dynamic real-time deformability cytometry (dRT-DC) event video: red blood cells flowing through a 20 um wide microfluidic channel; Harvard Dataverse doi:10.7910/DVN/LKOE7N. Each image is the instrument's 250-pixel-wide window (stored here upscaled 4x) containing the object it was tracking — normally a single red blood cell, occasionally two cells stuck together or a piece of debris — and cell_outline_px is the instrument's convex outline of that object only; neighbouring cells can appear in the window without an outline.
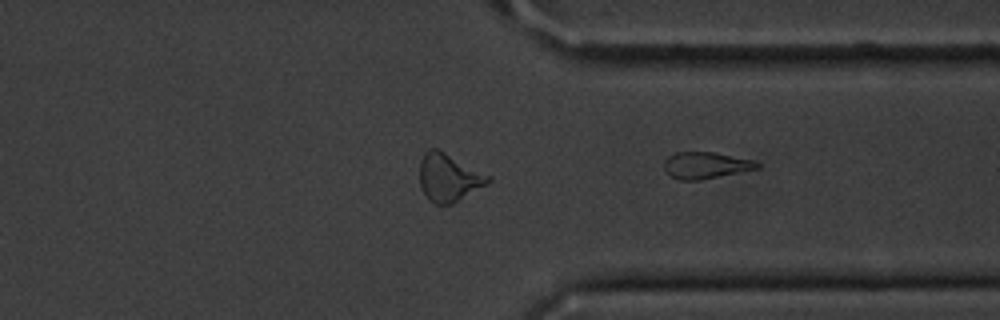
{"species": "common noctule bat (a hibernating species)", "species_latin": "Nyctalus noctula", "temperature_condition": "cold", "stored_images_in_passage": 33, "camera_frame_rate_fps": 3000, "um_per_image_px": 0.085, "animal": {"sex": "male", "body_mass_g": 20.1, "forearm_length_mm": 53.5}, "frame": {"image": 1, "passage_image": 33, "time_ms": 10.667, "image_size_px": [1000, 320], "cell_outline_px": [[760, 168], [700, 180], [680, 180], [668, 176], [664, 168], [664, 160], [668, 156], [676, 152], [716, 152], [752, 160], [760, 164]], "centroid_in_image_um": [59.95, 14.05], "position_along_channel_um": 351.4, "area_um2": 14.51}}